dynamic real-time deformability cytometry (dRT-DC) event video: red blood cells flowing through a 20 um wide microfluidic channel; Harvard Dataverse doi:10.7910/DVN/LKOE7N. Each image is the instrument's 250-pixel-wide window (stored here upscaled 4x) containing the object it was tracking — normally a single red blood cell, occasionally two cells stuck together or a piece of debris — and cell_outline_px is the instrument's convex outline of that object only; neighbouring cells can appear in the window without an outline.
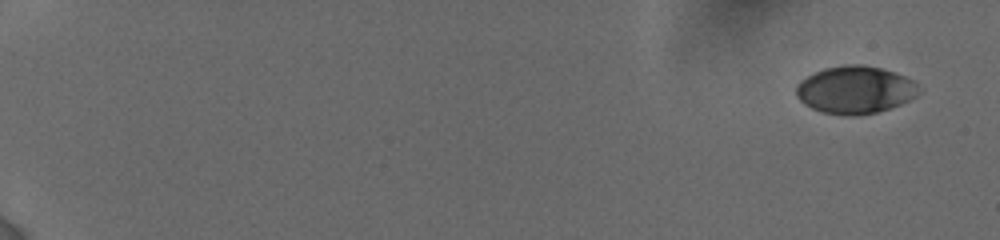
{"species": "human", "species_latin": "Homo sapiens", "temperature_condition": "cold", "stored_images_in_passage": 54, "camera_frame_rate_fps": 3000, "um_per_image_px": 0.085, "donor": {"sex": "female"}, "frame": {"image": 1, "passage_image": 1, "time_ms": 0.0, "image_size_px": [1000, 240], "cell_outline_px": [[916, 96], [900, 104], [876, 112], [856, 116], [848, 116], [824, 112], [812, 108], [804, 104], [796, 96], [796, 84], [800, 80], [824, 68], [844, 64], [860, 64], [880, 68], [904, 76], [912, 80], [916, 84]], "centroid_in_image_um": [72.63, 7.63], "position_along_channel_um": 12.4, "area_um2": 33.64}}
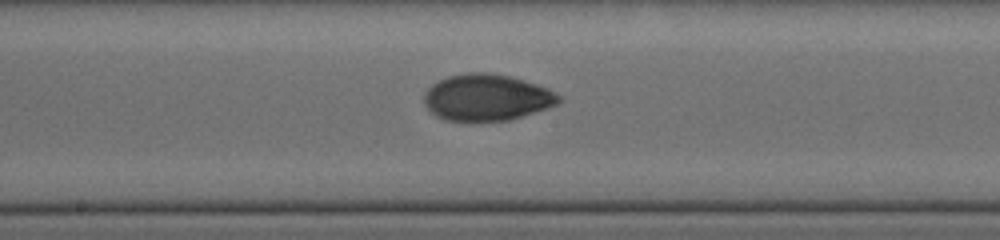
{"frame": {"image": 2, "passage_image": 30, "time_ms": 10.333, "image_size_px": [1000, 240], "cell_outline_px": [[564, 100], [548, 108], [508, 120], [444, 120], [436, 116], [424, 104], [424, 92], [432, 84], [448, 76], [468, 72], [488, 72], [508, 76], [524, 80], [548, 88], [560, 96]], "centroid_in_image_um": [41.37, 8.27], "position_along_channel_um": 206.8, "area_um2": 36.3}}
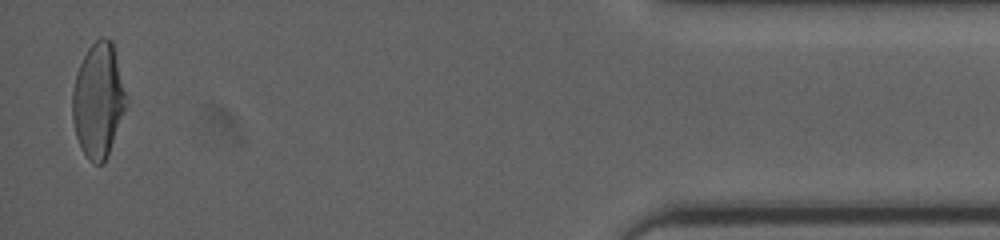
{"frame": {"image": 3, "passage_image": 53, "time_ms": 17.667, "image_size_px": [1000, 240], "cell_outline_px": [[128, 104], [108, 156], [100, 164], [96, 164], [88, 160], [76, 136], [72, 120], [72, 92], [76, 72], [88, 48], [100, 36], [104, 36], [112, 40], [128, 100]], "centroid_in_image_um": [8.37, 8.52], "position_along_channel_um": 426.8, "area_um2": 36.13}, "authors_computed_cell_mechanics": {"area_um2": 35.2002, "velocity_mm_per_s": 3.8466, "shape_relaxation_time_tau1_ms": 4.1518, "shape_relaxation_time_tau2_ms": 2.4253, "deformation_change_tau1": 0.1619, "deformation_change_tau2": 0.0437}}